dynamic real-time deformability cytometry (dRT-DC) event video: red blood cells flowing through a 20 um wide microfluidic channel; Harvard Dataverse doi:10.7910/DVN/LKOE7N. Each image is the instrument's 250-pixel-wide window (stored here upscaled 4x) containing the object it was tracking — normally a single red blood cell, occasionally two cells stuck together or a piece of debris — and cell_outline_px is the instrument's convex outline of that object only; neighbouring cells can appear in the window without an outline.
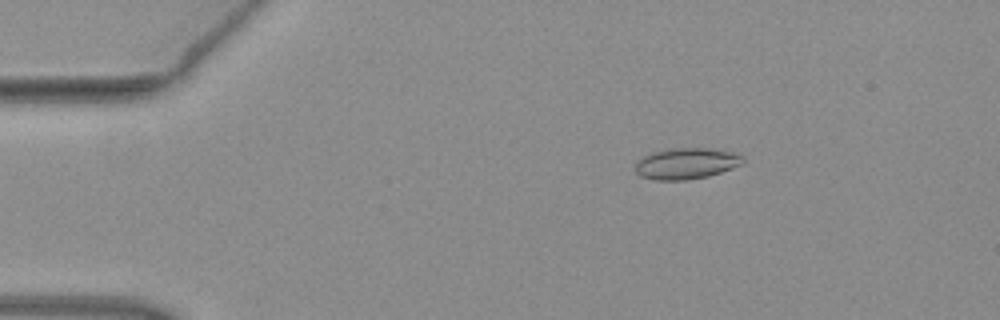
{"species": "common noctule bat (a hibernating species)", "species_latin": "Nyctalus noctula", "temperature_condition": "warm", "stored_images_in_passage": 4, "camera_frame_rate_fps": 3000, "um_per_image_px": 0.085, "animal": {"sex": "female", "body_mass_g": 19.3, "forearm_length_mm": 54.1}, "frame": {"image": 1, "passage_image": 2, "time_ms": 0.333, "image_size_px": [1000, 320], "cell_outline_px": [[744, 164], [708, 176], [684, 180], [656, 180], [640, 176], [636, 172], [636, 160], [652, 152], [668, 148], [708, 148], [732, 152], [740, 156], [744, 160]], "centroid_in_image_um": [58.31, 13.89], "position_along_channel_um": 26.7, "area_um2": 19.48}}